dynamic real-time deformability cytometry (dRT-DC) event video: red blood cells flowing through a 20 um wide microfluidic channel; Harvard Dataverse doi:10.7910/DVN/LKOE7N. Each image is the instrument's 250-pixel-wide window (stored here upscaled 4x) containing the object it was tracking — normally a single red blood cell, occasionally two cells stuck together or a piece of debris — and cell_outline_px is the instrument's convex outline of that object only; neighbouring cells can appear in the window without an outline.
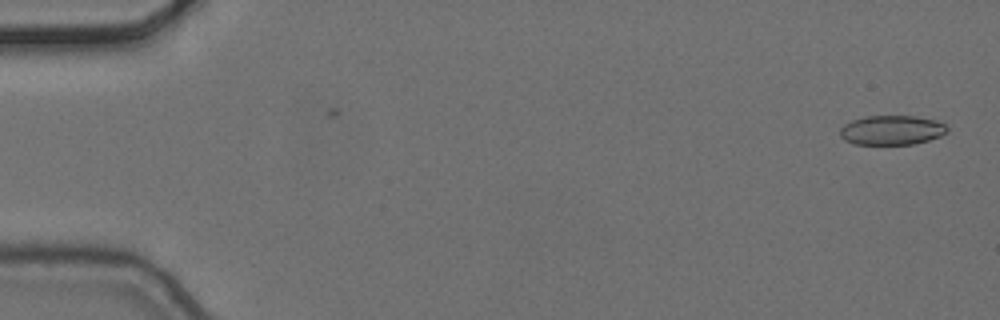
{"species": "common noctule bat (a hibernating species)", "species_latin": "Nyctalus noctula", "temperature_condition": "cold", "stored_images_in_passage": 5, "camera_frame_rate_fps": 3000, "um_per_image_px": 0.085, "animal": {"sex": "female", "body_mass_g": 24.6, "forearm_length_mm": 56.2}, "frame": {"image": 1, "passage_image": 1, "time_ms": 0.0, "image_size_px": [1000, 320], "cell_outline_px": [[948, 132], [940, 136], [928, 140], [912, 144], [852, 144], [844, 140], [840, 136], [840, 128], [844, 124], [852, 120], [864, 116], [916, 116], [936, 120], [944, 124], [948, 128]], "centroid_in_image_um": [75.78, 11.06], "position_along_channel_um": 9.2, "area_um2": 18.5}}
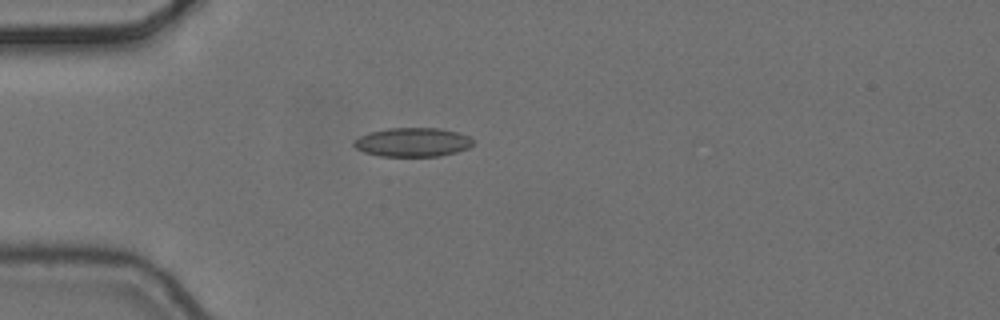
{"frame": {"image": 2, "passage_image": 5, "time_ms": 1.333, "image_size_px": [1000, 320], "cell_outline_px": [[472, 144], [468, 148], [456, 152], [440, 156], [380, 156], [364, 152], [356, 148], [352, 144], [360, 136], [368, 132], [388, 128], [440, 128], [456, 132], [468, 136], [472, 140]], "centroid_in_image_um": [35.05, 12.09], "position_along_channel_um": 49.9, "area_um2": 20.0}}